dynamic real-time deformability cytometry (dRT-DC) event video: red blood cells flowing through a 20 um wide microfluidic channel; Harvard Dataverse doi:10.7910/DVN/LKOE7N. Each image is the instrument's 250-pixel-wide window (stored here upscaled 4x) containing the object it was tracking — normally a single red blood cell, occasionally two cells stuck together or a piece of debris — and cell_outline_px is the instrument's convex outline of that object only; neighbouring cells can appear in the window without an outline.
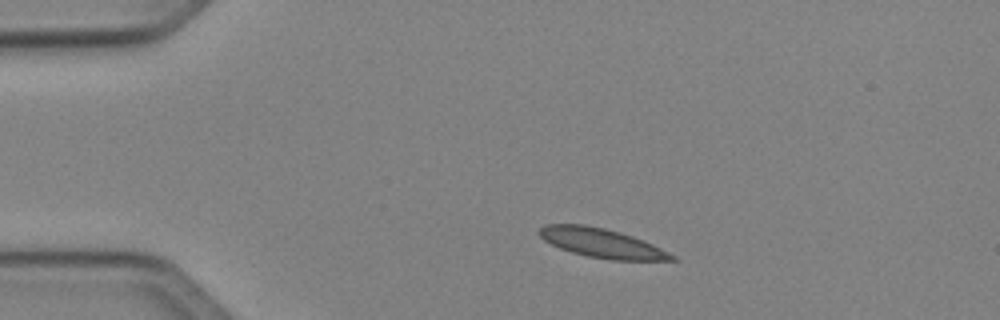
{"species": "Egyptian fruit bat (a non-hibernating species)", "species_latin": "Rousettus aegyptiacus", "temperature_condition": "cold", "stored_images_in_passage": 41, "camera_frame_rate_fps": 3000, "um_per_image_px": 0.085, "animal": {"sex": "female"}, "frame": {"image": 1, "passage_image": 1, "time_ms": 0.0, "image_size_px": [1000, 320], "cell_outline_px": [[676, 260], [612, 260], [588, 256], [572, 252], [560, 248], [544, 240], [536, 232], [544, 224], [584, 224], [604, 228], [620, 232], [644, 240], [676, 256]], "centroid_in_image_um": [51.12, 20.65], "position_along_channel_um": 33.9, "area_um2": 22.43}}
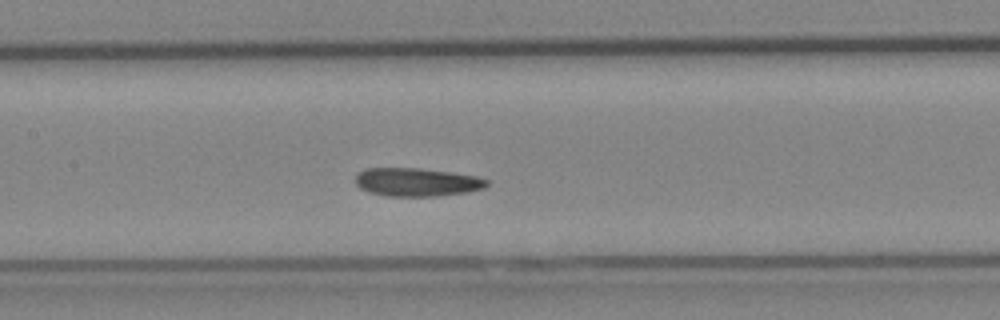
{"frame": {"image": 2, "passage_image": 15, "time_ms": 4.667, "image_size_px": [1000, 320], "cell_outline_px": [[488, 184], [484, 188], [468, 192], [432, 196], [388, 196], [368, 192], [360, 188], [356, 184], [356, 176], [364, 168], [420, 168], [452, 172], [476, 176], [488, 180]], "centroid_in_image_um": [35.42, 15.47], "position_along_channel_um": 172.0, "area_um2": 21.68}}
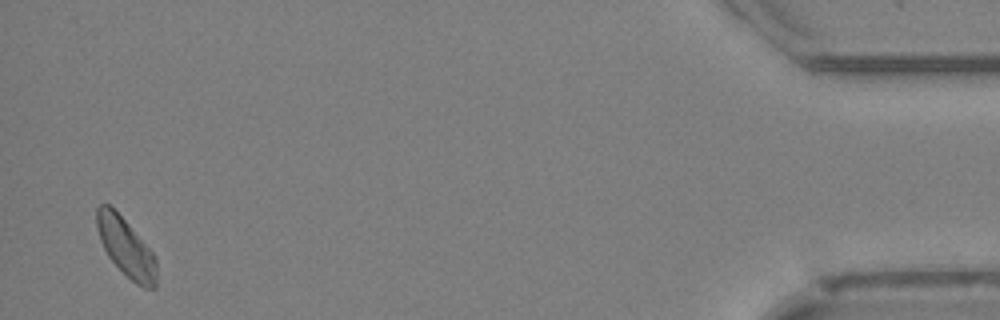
{"frame": {"image": 3, "passage_image": 40, "time_ms": 13.0, "image_size_px": [1000, 320], "cell_outline_px": [[156, 288], [144, 288], [136, 284], [108, 256], [100, 240], [96, 224], [96, 208], [100, 204], [108, 204], [124, 220], [152, 252], [156, 260]], "centroid_in_image_um": [10.7, 21.03], "position_along_channel_um": 424.5, "area_um2": 19.77}, "authors_computed_cell_mechanics": {"area_um2": 21.386, "velocity_mm_per_s": 4.0044, "shape_relaxation_time_tau1_ms": 4.4848, "shape_relaxation_time_tau2_ms": 2.8103, "deformation_change_tau1": 0.1003, "deformation_change_tau2": 0.0625}}